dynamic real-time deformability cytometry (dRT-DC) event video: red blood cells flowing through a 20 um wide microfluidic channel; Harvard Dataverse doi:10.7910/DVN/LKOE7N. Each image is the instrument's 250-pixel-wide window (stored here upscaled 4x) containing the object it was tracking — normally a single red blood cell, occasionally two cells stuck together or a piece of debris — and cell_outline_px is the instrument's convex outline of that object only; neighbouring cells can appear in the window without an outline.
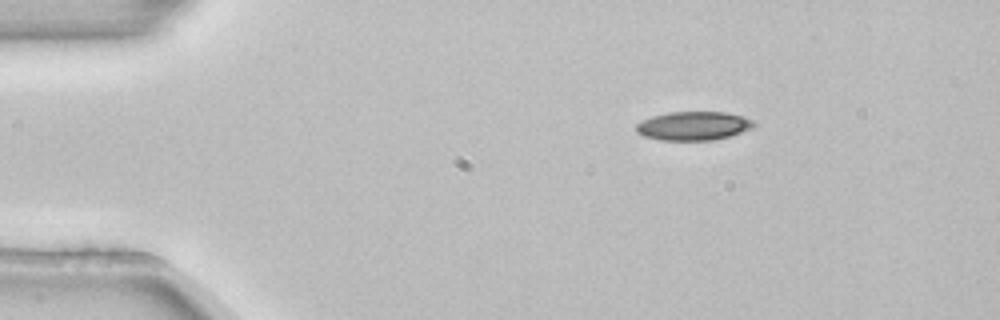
{"species": "common noctule bat (a hibernating species)", "species_latin": "Nyctalus noctula", "temperature_condition": "room temperature", "stored_images_in_passage": 3, "camera_frame_rate_fps": 3000, "um_per_image_px": 0.085, "animal": {"sex": "female", "body_mass_g": 22.7, "forearm_length_mm": 54.2}, "frame": {"image": 1, "passage_image": 1, "time_ms": 0.0, "image_size_px": [1000, 320], "cell_outline_px": [[756, 124], [752, 128], [728, 136], [712, 140], [660, 140], [644, 136], [636, 132], [636, 124], [640, 120], [652, 116], [668, 112], [728, 112], [744, 116], [752, 120]], "centroid_in_image_um": [58.92, 10.69], "position_along_channel_um": 26.1, "area_um2": 19.77}}
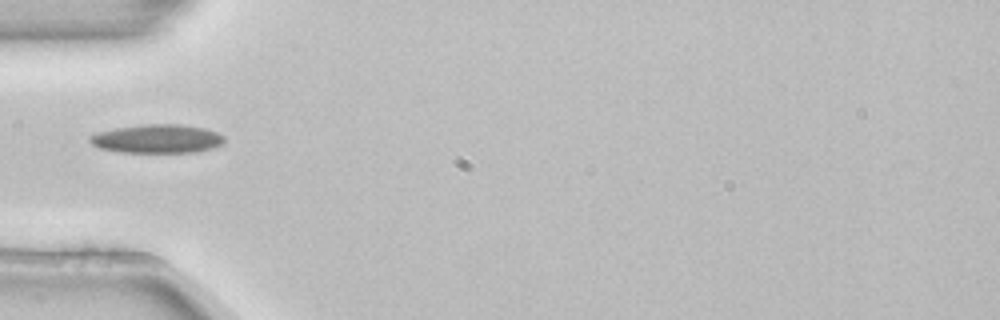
{"frame": {"image": 2, "passage_image": 3, "time_ms": 0.667, "image_size_px": [1000, 320], "cell_outline_px": [[224, 140], [220, 144], [212, 148], [196, 152], [120, 152], [100, 148], [92, 144], [88, 140], [88, 136], [100, 132], [116, 128], [144, 124], [180, 124], [204, 128], [216, 132], [224, 136]], "centroid_in_image_um": [13.35, 11.79], "position_along_channel_um": 71.7, "area_um2": 22.31}}